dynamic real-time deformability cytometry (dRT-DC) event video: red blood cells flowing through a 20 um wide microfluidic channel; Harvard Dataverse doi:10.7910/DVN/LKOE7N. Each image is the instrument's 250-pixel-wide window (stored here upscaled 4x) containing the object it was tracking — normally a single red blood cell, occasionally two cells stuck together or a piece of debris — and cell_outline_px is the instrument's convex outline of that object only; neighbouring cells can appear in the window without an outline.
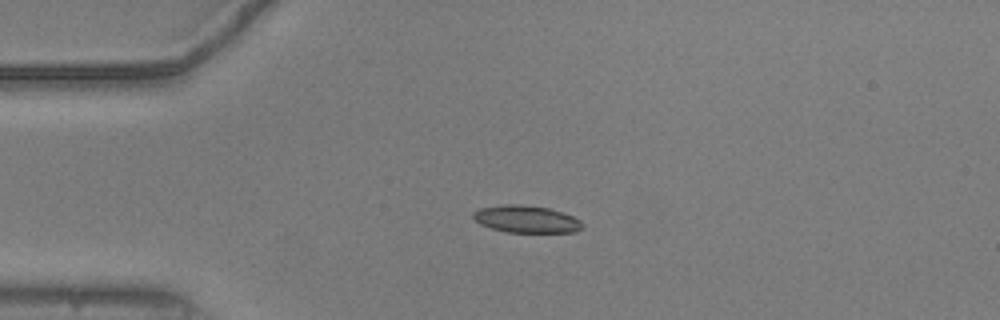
{"species": "common noctule bat (a hibernating species)", "species_latin": "Nyctalus noctula", "temperature_condition": "warm", "stored_images_in_passage": 42, "camera_frame_rate_fps": 3000, "um_per_image_px": 0.085, "animal": {"sex": "male", "body_mass_g": 20.5, "forearm_length_mm": 52.5}, "frame": {"image": 1, "passage_image": 1, "time_ms": 0.0, "image_size_px": [1000, 320], "cell_outline_px": [[584, 228], [576, 232], [508, 232], [492, 228], [480, 224], [472, 216], [472, 212], [480, 208], [504, 204], [520, 204], [548, 208], [564, 212], [580, 220], [584, 224]], "centroid_in_image_um": [44.77, 18.62], "position_along_channel_um": 40.2, "area_um2": 17.4}}
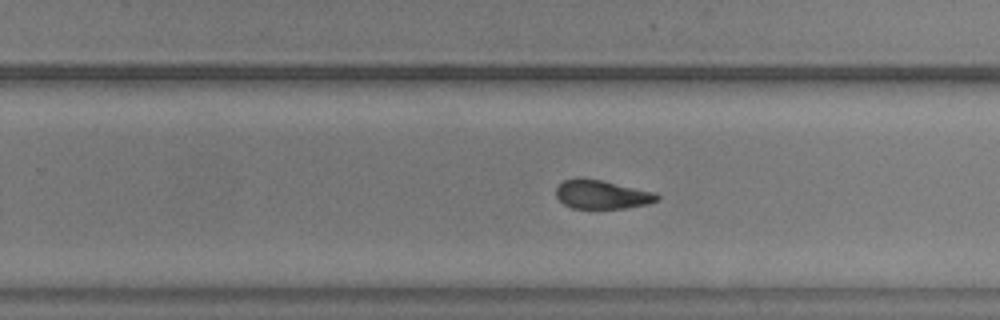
{"frame": {"image": 2, "passage_image": 22, "time_ms": 7.0, "image_size_px": [1000, 320], "cell_outline_px": [[660, 200], [648, 204], [624, 208], [572, 208], [564, 204], [556, 196], [556, 188], [564, 180], [580, 176], [600, 180], [656, 192], [660, 196]], "centroid_in_image_um": [51.17, 16.52], "position_along_channel_um": 278.6, "area_um2": 17.05}}
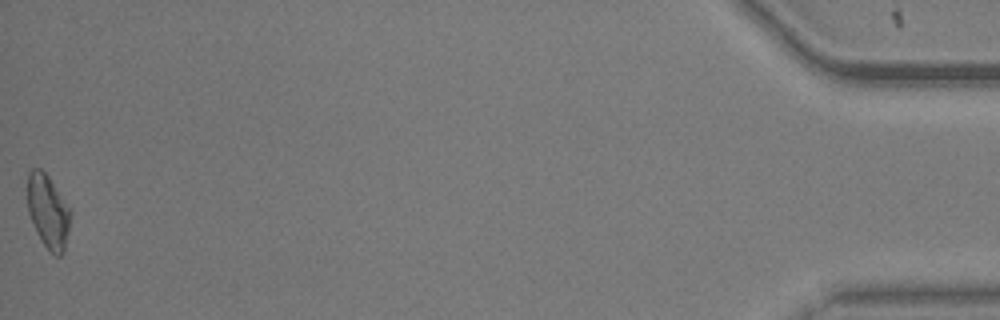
{"frame": {"image": 3, "passage_image": 42, "time_ms": 13.667, "image_size_px": [1000, 320], "cell_outline_px": [[68, 232], [64, 252], [60, 256], [56, 256], [48, 252], [40, 240], [36, 232], [28, 212], [28, 172], [32, 168], [40, 168], [48, 176], [68, 208]], "centroid_in_image_um": [4.04, 18.03], "position_along_channel_um": 431.2, "area_um2": 17.98}, "authors_computed_cell_mechanics": {"area_um2": 17.8602, "velocity_mm_per_s": 3.7785, "shape_relaxation_time_tau1_ms": null, "shape_relaxation_time_tau2_ms": 2.0322, "deformation_change_tau1": null, "deformation_change_tau2": 0.1082}}